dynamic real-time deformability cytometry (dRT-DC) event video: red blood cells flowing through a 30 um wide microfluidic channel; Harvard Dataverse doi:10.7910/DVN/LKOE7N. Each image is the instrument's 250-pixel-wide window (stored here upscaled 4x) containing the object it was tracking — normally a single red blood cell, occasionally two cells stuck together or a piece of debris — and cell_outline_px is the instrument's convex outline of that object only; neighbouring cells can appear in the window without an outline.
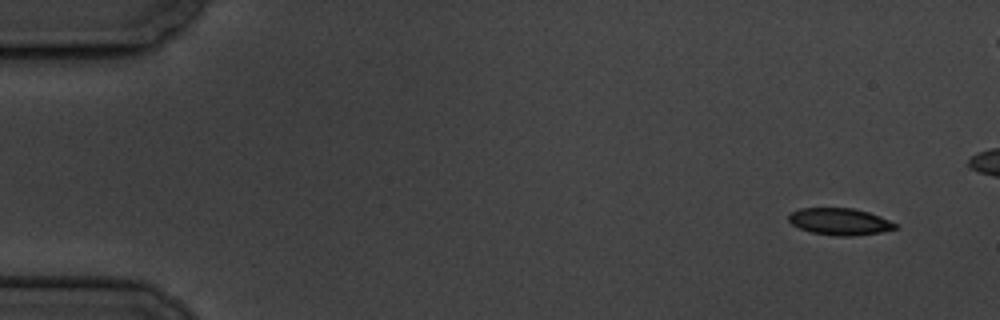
{"species": "common noctule bat (a hibernating species)", "species_latin": "Nyctalus noctula", "temperature_condition": "cold", "stored_images_in_passage": 7, "segment_of_instrument_passage": [1, 2], "camera_frame_rate_fps": 3000, "um_per_image_px": 0.085, "animal": {"sex": "male", "body_mass_g": 19.5, "forearm_length_mm": 54.6}, "frame": {"image": 1, "passage_image": 1, "time_ms": 0.0, "image_size_px": [1000, 320], "cell_outline_px": [[900, 228], [880, 232], [852, 236], [836, 236], [812, 232], [800, 228], [792, 224], [788, 220], [788, 216], [792, 212], [800, 208], [852, 208], [868, 212], [880, 216], [896, 224]], "centroid_in_image_um": [71.39, 18.83], "position_along_channel_um": 13.6, "area_um2": 16.59}}
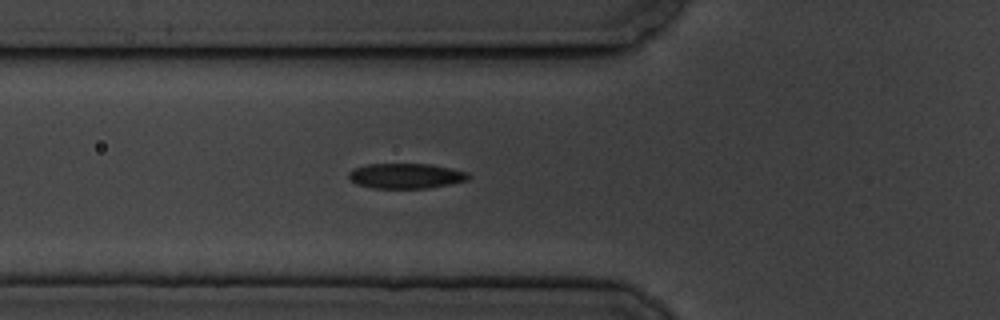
{"frame": {"image": 2, "passage_image": 6, "time_ms": 5.667, "image_size_px": [1000, 320], "cell_outline_px": [[472, 176], [468, 180], [428, 188], [372, 188], [356, 184], [348, 180], [348, 172], [352, 168], [368, 164], [428, 164], [468, 172]], "centroid_in_image_um": [34.45, 14.95], "position_along_channel_um": 91.4, "area_um2": 17.63}}